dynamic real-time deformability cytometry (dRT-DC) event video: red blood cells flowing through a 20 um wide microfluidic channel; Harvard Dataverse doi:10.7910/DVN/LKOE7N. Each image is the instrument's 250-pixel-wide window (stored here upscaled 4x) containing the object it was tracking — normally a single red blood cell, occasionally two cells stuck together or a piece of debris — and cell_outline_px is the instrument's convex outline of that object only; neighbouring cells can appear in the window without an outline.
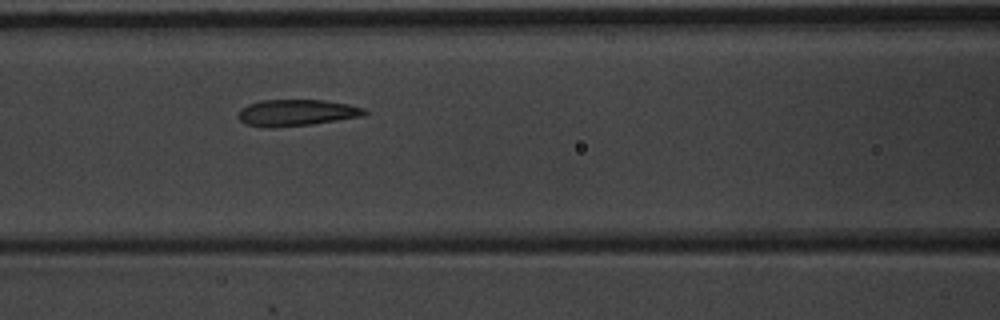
{"species": "common noctule bat (a hibernating species)", "species_latin": "Nyctalus noctula", "temperature_condition": "warm", "stored_images_in_passage": 6, "camera_frame_rate_fps": 3000, "um_per_image_px": 0.085, "animal": {"sex": "male", "body_mass_g": 20.1, "forearm_length_mm": 53.5}, "frame": {"image": 1, "passage_image": 5, "time_ms": 1.333, "image_size_px": [1000, 320], "cell_outline_px": [[368, 112], [364, 116], [312, 124], [272, 128], [264, 128], [244, 124], [236, 116], [240, 108], [248, 104], [260, 100], [324, 100], [348, 104], [364, 108]], "centroid_in_image_um": [25.15, 9.59], "position_along_channel_um": 141.4, "area_um2": 19.77}}
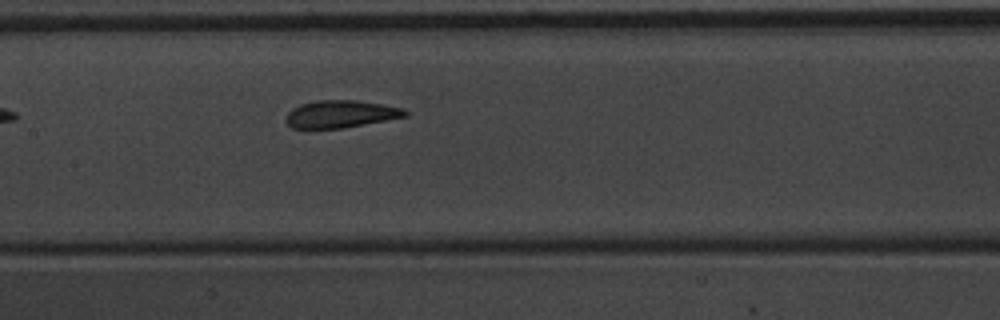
{"frame": {"image": 2, "passage_image": 6, "time_ms": 1.667, "image_size_px": [1000, 320], "cell_outline_px": [[408, 116], [344, 128], [292, 128], [284, 120], [284, 116], [292, 108], [300, 104], [316, 100], [356, 100], [404, 108], [408, 112]], "centroid_in_image_um": [28.93, 9.69], "position_along_channel_um": 178.5, "area_um2": 19.13}}